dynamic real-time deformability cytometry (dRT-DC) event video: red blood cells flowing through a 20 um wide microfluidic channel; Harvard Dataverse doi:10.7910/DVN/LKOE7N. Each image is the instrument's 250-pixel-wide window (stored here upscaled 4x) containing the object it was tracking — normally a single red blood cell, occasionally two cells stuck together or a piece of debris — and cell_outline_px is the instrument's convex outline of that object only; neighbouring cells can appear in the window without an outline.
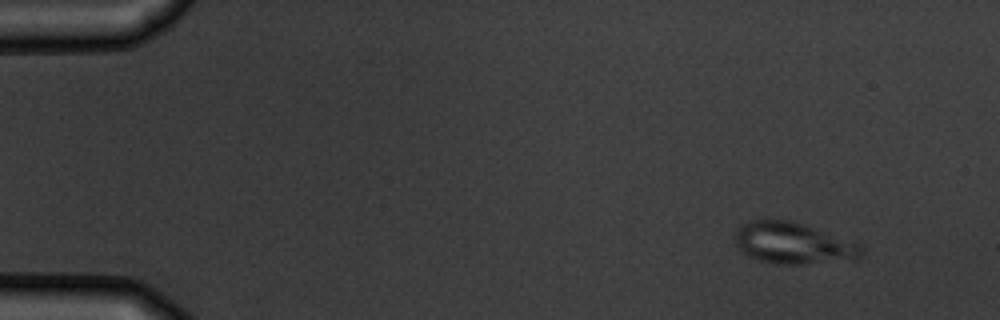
{"species": "common noctule bat (a hibernating species)", "species_latin": "Nyctalus noctula", "temperature_condition": "warm", "stored_images_in_passage": 4, "camera_frame_rate_fps": 3000, "um_per_image_px": 0.085, "animal": {"sex": "male", "body_mass_g": 19.5, "forearm_length_mm": 54.6}, "frame": {"image": 1, "passage_image": 1, "time_ms": 0.0, "image_size_px": [1000, 320], "cell_outline_px": [[864, 256], [856, 260], [800, 264], [776, 264], [756, 260], [748, 256], [736, 248], [736, 228], [740, 224], [764, 216], [788, 220], [860, 244], [864, 248]], "centroid_in_image_um": [67.37, 20.67], "position_along_channel_um": 17.6, "area_um2": 31.04}}